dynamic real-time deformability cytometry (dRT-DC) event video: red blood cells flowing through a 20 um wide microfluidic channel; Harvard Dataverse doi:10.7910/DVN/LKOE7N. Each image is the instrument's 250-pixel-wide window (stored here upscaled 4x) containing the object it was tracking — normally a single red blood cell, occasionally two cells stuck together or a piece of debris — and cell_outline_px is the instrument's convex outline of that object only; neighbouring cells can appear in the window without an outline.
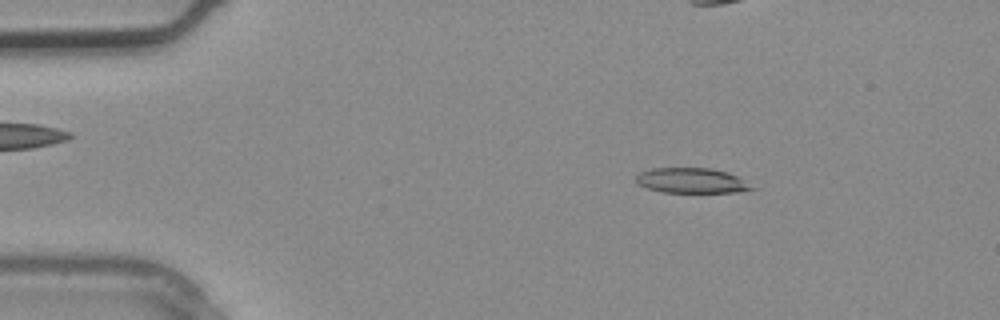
{"species": "common noctule bat (a hibernating species)", "species_latin": "Nyctalus noctula", "temperature_condition": "warm", "stored_images_in_passage": 4, "camera_frame_rate_fps": 3000, "um_per_image_px": 0.085, "animal": {"sex": "male", "body_mass_g": 20.4}, "frame": {"image": 1, "passage_image": 2, "time_ms": 0.333, "image_size_px": [1000, 320], "cell_outline_px": [[756, 188], [740, 192], [664, 192], [648, 188], [636, 184], [636, 176], [640, 172], [652, 168], [712, 168], [728, 172], [736, 176]], "centroid_in_image_um": [58.77, 15.34], "position_along_channel_um": 26.2, "area_um2": 16.88}}
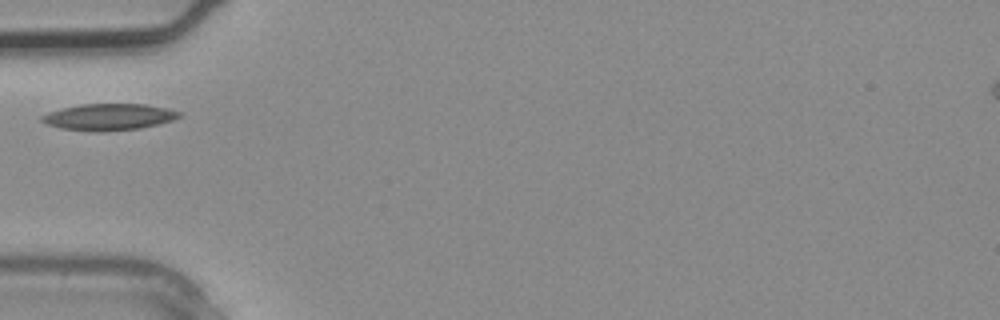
{"frame": {"image": 2, "passage_image": 4, "time_ms": 1.0, "image_size_px": [1000, 320], "cell_outline_px": [[184, 116], [172, 120], [140, 128], [104, 132], [92, 132], [60, 128], [48, 124], [40, 120], [40, 116], [48, 112], [80, 104], [144, 104], [168, 108], [180, 112]], "centroid_in_image_um": [9.25, 9.95], "position_along_channel_um": 75.7, "area_um2": 21.33}}